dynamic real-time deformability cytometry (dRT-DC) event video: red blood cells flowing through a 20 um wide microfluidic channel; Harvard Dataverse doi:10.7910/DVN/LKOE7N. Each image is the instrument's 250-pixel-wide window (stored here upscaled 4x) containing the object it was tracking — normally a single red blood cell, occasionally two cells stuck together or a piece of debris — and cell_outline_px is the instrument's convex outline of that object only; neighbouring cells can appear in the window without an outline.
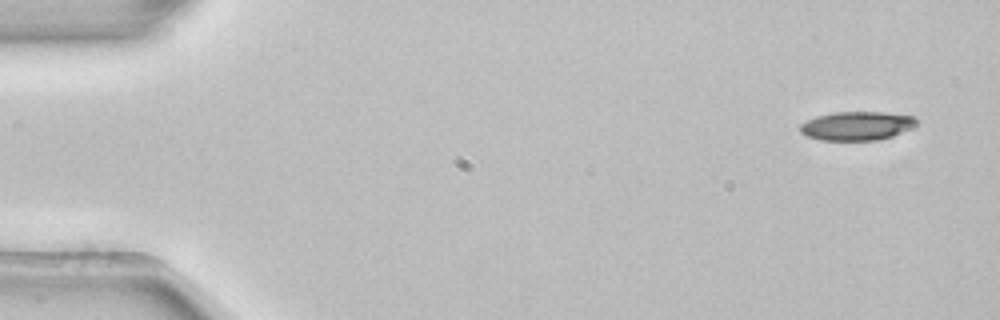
{"species": "common noctule bat (a hibernating species)", "species_latin": "Nyctalus noctula", "temperature_condition": "room temperature", "stored_images_in_passage": 4, "camera_frame_rate_fps": 3000, "um_per_image_px": 0.085, "animal": {"sex": "female", "body_mass_g": 22.7, "forearm_length_mm": 54.2}, "frame": {"image": 1, "passage_image": 1, "time_ms": 0.0, "image_size_px": [1000, 320], "cell_outline_px": [[916, 128], [880, 140], [820, 140], [808, 136], [800, 132], [800, 124], [816, 116], [832, 112], [884, 112], [916, 116]], "centroid_in_image_um": [72.88, 10.69], "position_along_channel_um": 12.1, "area_um2": 19.77}}
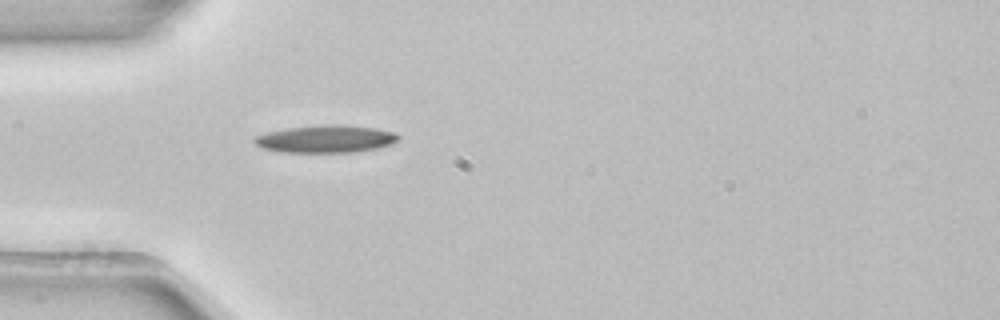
{"frame": {"image": 2, "passage_image": 4, "time_ms": 1.0, "image_size_px": [1000, 320], "cell_outline_px": [[400, 136], [396, 140], [388, 144], [376, 148], [352, 152], [280, 152], [260, 148], [252, 140], [252, 136], [268, 132], [288, 128], [324, 124], [340, 124], [376, 128], [396, 132]], "centroid_in_image_um": [27.63, 11.8], "position_along_channel_um": 57.4, "area_um2": 23.12}}